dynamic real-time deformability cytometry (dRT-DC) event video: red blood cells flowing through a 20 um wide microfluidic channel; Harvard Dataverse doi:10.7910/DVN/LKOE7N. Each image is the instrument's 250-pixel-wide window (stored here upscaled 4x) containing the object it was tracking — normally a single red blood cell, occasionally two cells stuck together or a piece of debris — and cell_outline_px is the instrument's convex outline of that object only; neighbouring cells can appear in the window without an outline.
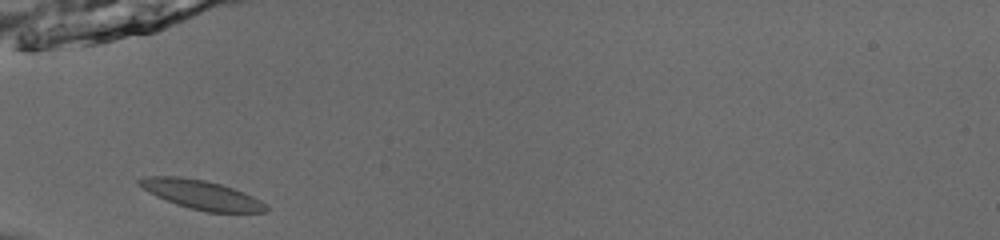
{"species": "common noctule bat (a hibernating species)", "species_latin": "Nyctalus noctula", "temperature_condition": "room temperature", "stored_images_in_passage": 34, "camera_frame_rate_fps": 3000, "um_per_image_px": 0.085, "animal": {"sex": "male", "body_mass_g": 13.0, "forearm_length_mm": 53.1}, "frame": {"image": 1, "passage_image": 1, "time_ms": 0.0, "image_size_px": [1000, 240], "cell_outline_px": [[268, 208], [264, 212], [208, 212], [188, 208], [176, 204], [156, 196], [148, 192], [136, 184], [136, 180], [144, 176], [180, 176], [204, 180], [220, 184], [244, 192], [260, 200]], "centroid_in_image_um": [17.05, 16.54], "position_along_channel_um": 67.9, "area_um2": 21.44}}
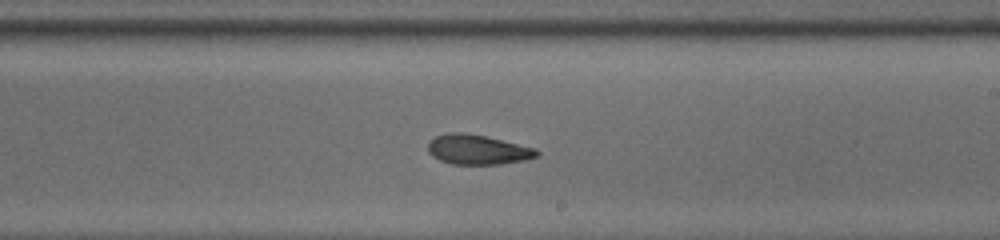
{"frame": {"image": 2, "passage_image": 15, "time_ms": 4.667, "image_size_px": [1000, 240], "cell_outline_px": [[540, 156], [524, 160], [500, 164], [452, 164], [440, 160], [432, 156], [428, 152], [428, 140], [436, 136], [448, 132], [464, 132], [484, 136], [536, 148], [540, 152]], "centroid_in_image_um": [40.59, 12.71], "position_along_channel_um": 248.4, "area_um2": 18.96}}
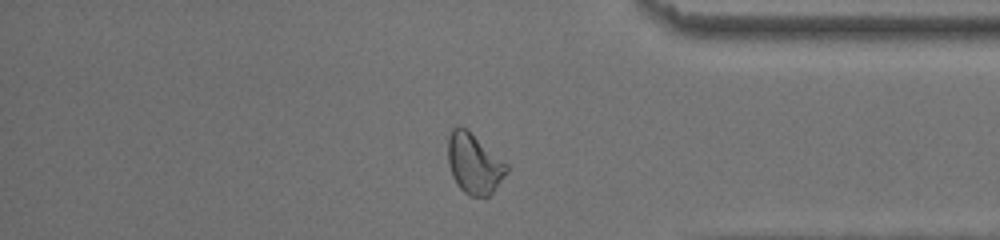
{"frame": {"image": 3, "passage_image": 27, "time_ms": 8.667, "image_size_px": [1000, 240], "cell_outline_px": [[508, 172], [492, 192], [488, 196], [472, 196], [464, 192], [456, 184], [452, 176], [448, 164], [448, 136], [452, 128], [460, 124], [468, 128], [508, 164]], "centroid_in_image_um": [40.29, 13.86], "position_along_channel_um": 394.9, "area_um2": 20.92}, "authors_computed_cell_mechanics": {"area_um2": 19.3919, "velocity_mm_per_s": 3.9099, "shape_relaxation_time_tau1_ms": null, "shape_relaxation_time_tau2_ms": 3.3323, "deformation_change_tau1": null, "deformation_change_tau2": 0.0929}}